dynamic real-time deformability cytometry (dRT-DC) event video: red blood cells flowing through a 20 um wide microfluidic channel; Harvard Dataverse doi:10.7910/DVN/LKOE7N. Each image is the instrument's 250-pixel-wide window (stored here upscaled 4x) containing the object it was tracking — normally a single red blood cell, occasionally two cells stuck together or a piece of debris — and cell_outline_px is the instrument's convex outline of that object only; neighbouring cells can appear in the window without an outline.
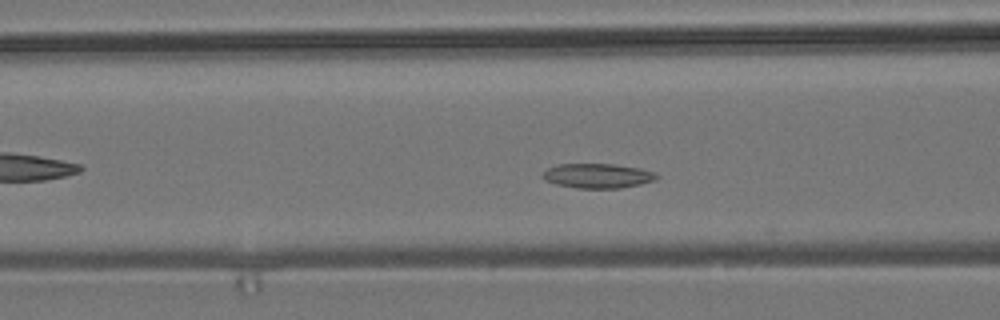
{"species": "common noctule bat (a hibernating species)", "species_latin": "Nyctalus noctula", "temperature_condition": "room temperature", "stored_images_in_passage": 40, "camera_frame_rate_fps": 3000, "um_per_image_px": 0.085, "animal": {"sex": "male", "body_mass_g": 19.2, "forearm_length_mm": 51.8}, "frame": {"image": 1, "passage_image": 16, "time_ms": 5.0, "image_size_px": [1000, 320], "cell_outline_px": [[660, 176], [656, 180], [640, 184], [620, 188], [576, 188], [556, 184], [544, 180], [540, 176], [548, 168], [556, 164], [612, 164], [640, 168], [656, 172]], "centroid_in_image_um": [50.81, 14.94], "position_along_channel_um": 115.8, "area_um2": 16.47}}
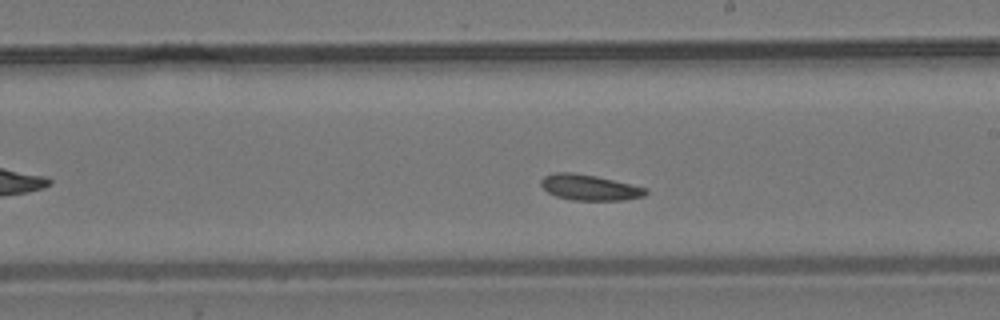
{"frame": {"image": 2, "passage_image": 26, "time_ms": 8.333, "image_size_px": [1000, 320], "cell_outline_px": [[648, 192], [644, 196], [624, 200], [572, 200], [556, 196], [548, 192], [540, 184], [540, 180], [544, 176], [556, 172], [572, 172], [596, 176], [648, 188]], "centroid_in_image_um": [50.11, 15.93], "position_along_channel_um": 238.9, "area_um2": 15.66}}
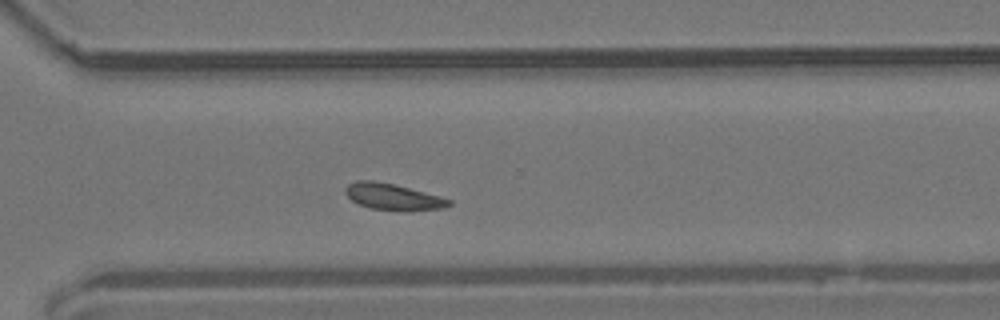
{"frame": {"image": 3, "passage_image": 34, "time_ms": 11.0, "image_size_px": [1000, 320], "cell_outline_px": [[452, 204], [444, 208], [412, 212], [404, 212], [372, 208], [360, 204], [352, 200], [344, 192], [344, 188], [348, 184], [356, 180], [372, 180], [392, 184], [440, 196], [452, 200]], "centroid_in_image_um": [33.43, 16.75], "position_along_channel_um": 337.2, "area_um2": 16.07}, "authors_computed_cell_mechanics": {"area_um2": 16.4152, "velocity_mm_per_s": 3.6862, "shape_relaxation_time_tau1_ms": null, "shape_relaxation_time_tau2_ms": 3.7159, "deformation_change_tau1": null, "deformation_change_tau2": 0.0747}}